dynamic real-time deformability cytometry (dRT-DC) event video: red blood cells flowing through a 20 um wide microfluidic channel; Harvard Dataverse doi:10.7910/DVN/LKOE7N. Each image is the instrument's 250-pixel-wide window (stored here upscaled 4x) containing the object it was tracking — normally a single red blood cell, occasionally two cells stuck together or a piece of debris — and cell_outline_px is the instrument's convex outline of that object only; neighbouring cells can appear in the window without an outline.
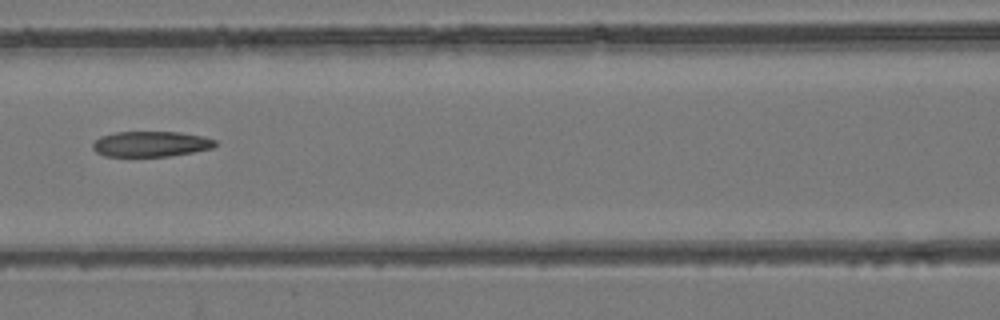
{"species": "common noctule bat (a hibernating species)", "species_latin": "Nyctalus noctula", "temperature_condition": "room temperature", "stored_images_in_passage": 9, "camera_frame_rate_fps": 3000, "um_per_image_px": 0.085, "animal": {"sex": "female", "body_mass_g": 24.6, "forearm_length_mm": 56.2}, "frame": {"image": 1, "passage_image": 6, "time_ms": 1.667, "image_size_px": [1000, 320], "cell_outline_px": [[216, 144], [212, 148], [192, 152], [168, 156], [104, 156], [96, 152], [92, 148], [92, 144], [100, 136], [116, 132], [180, 132], [200, 136], [216, 140]], "centroid_in_image_um": [12.79, 12.24], "position_along_channel_um": 153.8, "area_um2": 18.03}}